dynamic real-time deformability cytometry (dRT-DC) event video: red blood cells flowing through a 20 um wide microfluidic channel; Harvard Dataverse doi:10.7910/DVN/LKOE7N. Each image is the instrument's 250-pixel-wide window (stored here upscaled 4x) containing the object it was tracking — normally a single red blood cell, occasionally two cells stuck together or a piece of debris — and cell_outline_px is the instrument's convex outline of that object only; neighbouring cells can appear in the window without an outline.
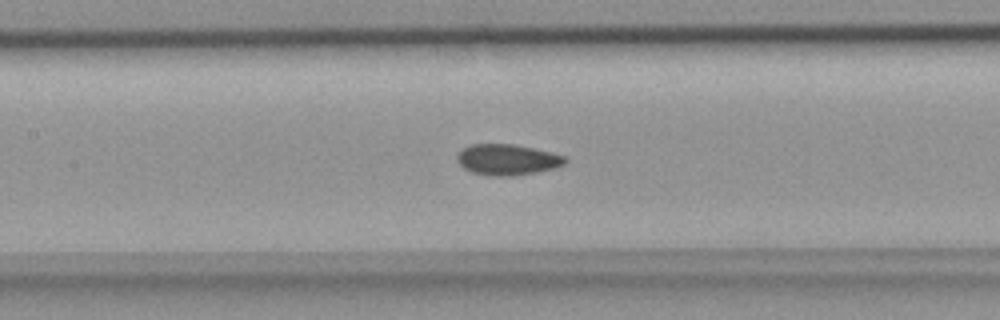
{"species": "common noctule bat (a hibernating species)", "species_latin": "Nyctalus noctula", "temperature_condition": "room temperature", "stored_images_in_passage": 33, "camera_frame_rate_fps": 3000, "um_per_image_px": 0.085, "animal": {"sex": "female", "body_mass_g": 18.4}, "frame": {"image": 1, "passage_image": 7, "time_ms": 2.0, "image_size_px": [1000, 320], "cell_outline_px": [[568, 160], [564, 164], [556, 168], [536, 172], [512, 176], [492, 176], [472, 172], [464, 168], [456, 160], [456, 156], [464, 148], [472, 144], [512, 144], [552, 152], [568, 156]], "centroid_in_image_um": [43.16, 13.57], "position_along_channel_um": 164.2, "area_um2": 19.48}}
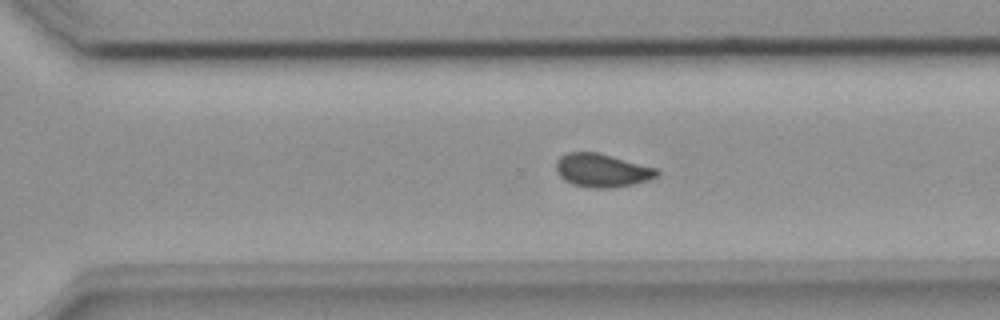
{"frame": {"image": 2, "passage_image": 18, "time_ms": 5.667, "image_size_px": [1000, 320], "cell_outline_px": [[660, 172], [656, 176], [648, 180], [632, 184], [612, 188], [592, 188], [572, 184], [564, 180], [556, 172], [556, 160], [560, 156], [568, 152], [596, 152], [656, 168]], "centroid_in_image_um": [51.13, 14.48], "position_along_channel_um": 319.5, "area_um2": 19.48}}
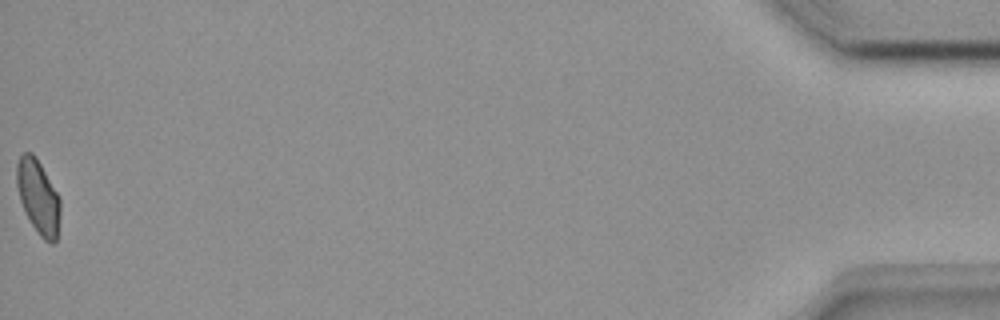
{"frame": {"image": 3, "passage_image": 33, "time_ms": 10.667, "image_size_px": [1000, 320], "cell_outline_px": [[60, 212], [56, 240], [52, 244], [44, 240], [40, 236], [24, 212], [20, 200], [16, 184], [16, 164], [20, 156], [24, 152], [32, 152], [36, 156], [60, 196]], "centroid_in_image_um": [3.24, 16.7], "position_along_channel_um": 432.0, "area_um2": 18.96}}